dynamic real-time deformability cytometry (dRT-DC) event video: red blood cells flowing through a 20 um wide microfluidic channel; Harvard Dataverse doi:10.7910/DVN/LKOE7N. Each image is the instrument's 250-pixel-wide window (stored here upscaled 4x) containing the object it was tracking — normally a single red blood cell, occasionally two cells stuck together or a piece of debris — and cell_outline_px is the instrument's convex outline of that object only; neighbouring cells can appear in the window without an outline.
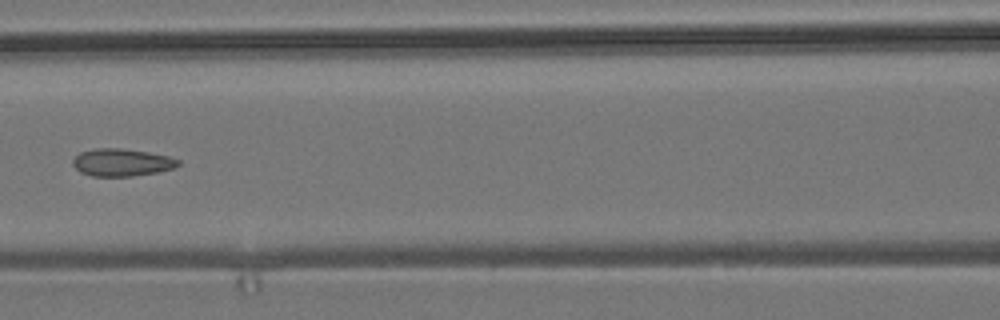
{"species": "common noctule bat (a hibernating species)", "species_latin": "Nyctalus noctula", "temperature_condition": "room temperature", "stored_images_in_passage": 9, "camera_frame_rate_fps": 3000, "um_per_image_px": 0.085, "animal": {"sex": "male", "body_mass_g": 19.2, "forearm_length_mm": 51.8}, "frame": {"image": 1, "passage_image": 7, "time_ms": 2.0, "image_size_px": [1000, 320], "cell_outline_px": [[180, 164], [176, 168], [156, 172], [132, 176], [92, 176], [80, 172], [72, 164], [72, 160], [80, 152], [96, 148], [120, 148], [148, 152], [168, 156], [180, 160]], "centroid_in_image_um": [10.35, 13.8], "position_along_channel_um": 156.2, "area_um2": 16.88}}
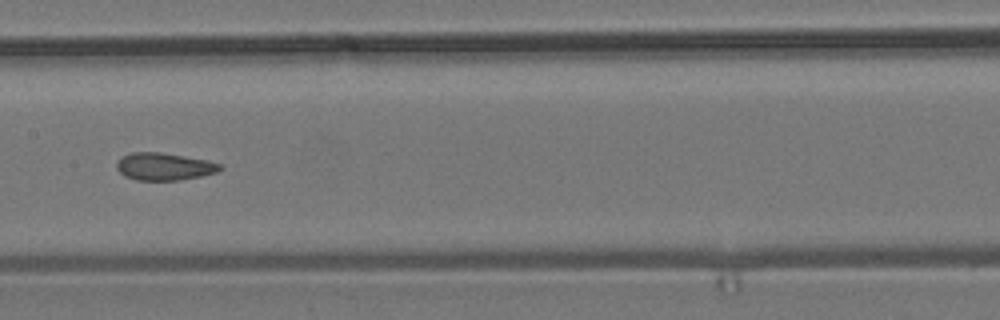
{"frame": {"image": 2, "passage_image": 8, "time_ms": 2.333, "image_size_px": [1000, 320], "cell_outline_px": [[224, 168], [216, 172], [200, 176], [180, 180], [136, 180], [124, 176], [116, 168], [116, 164], [124, 156], [132, 152], [160, 152], [208, 160], [220, 164]], "centroid_in_image_um": [13.96, 14.16], "position_along_channel_um": 193.4, "area_um2": 16.42}}
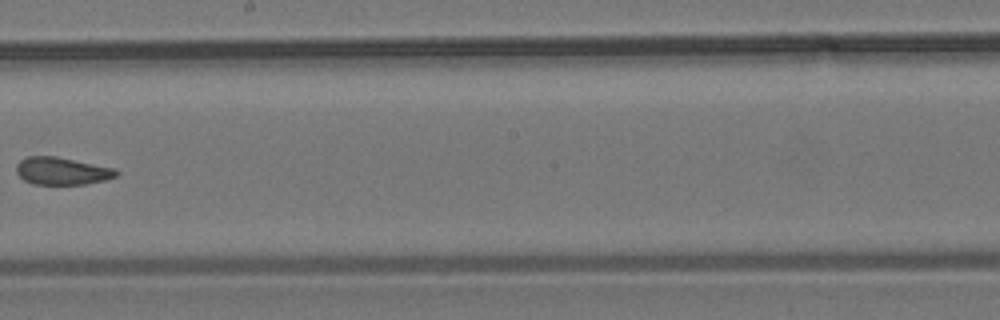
{"frame": {"image": 3, "passage_image": 9, "time_ms": 2.667, "image_size_px": [1000, 320], "cell_outline_px": [[120, 172], [116, 176], [104, 180], [84, 184], [32, 184], [24, 180], [16, 172], [16, 164], [20, 160], [28, 156], [56, 156], [116, 168]], "centroid_in_image_um": [5.27, 14.53], "position_along_channel_um": 242.9, "area_um2": 16.07}}